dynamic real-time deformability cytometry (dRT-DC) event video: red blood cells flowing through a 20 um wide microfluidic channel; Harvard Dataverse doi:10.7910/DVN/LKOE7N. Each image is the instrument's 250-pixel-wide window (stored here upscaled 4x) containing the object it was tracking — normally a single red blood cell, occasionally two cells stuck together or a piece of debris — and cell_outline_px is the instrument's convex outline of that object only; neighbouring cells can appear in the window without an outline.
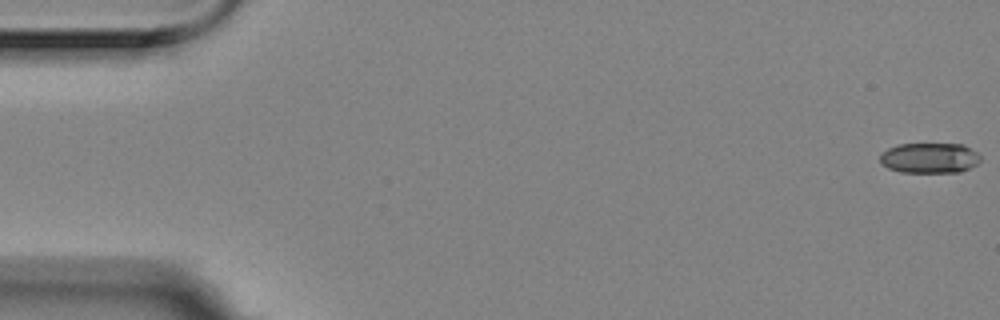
{"species": "Egyptian fruit bat (a non-hibernating species)", "species_latin": "Rousettus aegyptiacus", "temperature_condition": "room temperature", "stored_images_in_passage": 6, "camera_frame_rate_fps": 3000, "um_per_image_px": 0.085, "animal": {"sex": "female"}, "frame": {"image": 1, "passage_image": 1, "time_ms": 0.0, "image_size_px": [1000, 320], "cell_outline_px": [[980, 160], [976, 164], [960, 172], [900, 172], [888, 168], [880, 164], [880, 156], [888, 148], [900, 144], [964, 144], [976, 152], [980, 156]], "centroid_in_image_um": [79.0, 13.43], "position_along_channel_um": 6.0, "area_um2": 17.69}}
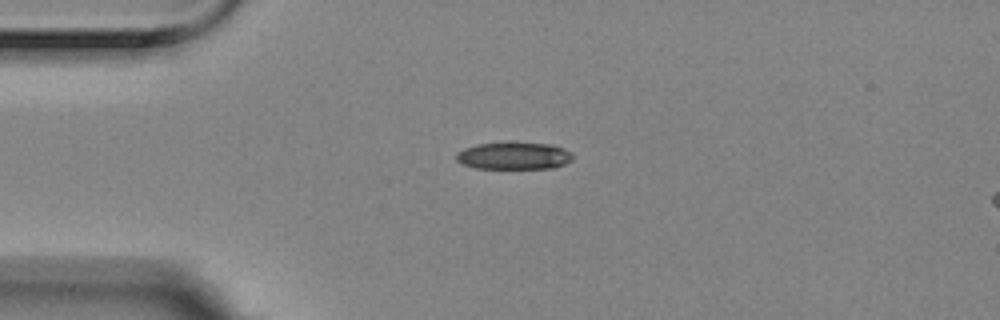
{"frame": {"image": 2, "passage_image": 4, "time_ms": 1.0, "image_size_px": [1000, 320], "cell_outline_px": [[572, 160], [564, 164], [552, 168], [476, 168], [460, 164], [456, 160], [456, 152], [464, 148], [476, 144], [508, 140], [512, 140], [552, 144], [564, 148], [572, 152]], "centroid_in_image_um": [43.66, 13.2], "position_along_channel_um": 41.3, "area_um2": 19.31}}